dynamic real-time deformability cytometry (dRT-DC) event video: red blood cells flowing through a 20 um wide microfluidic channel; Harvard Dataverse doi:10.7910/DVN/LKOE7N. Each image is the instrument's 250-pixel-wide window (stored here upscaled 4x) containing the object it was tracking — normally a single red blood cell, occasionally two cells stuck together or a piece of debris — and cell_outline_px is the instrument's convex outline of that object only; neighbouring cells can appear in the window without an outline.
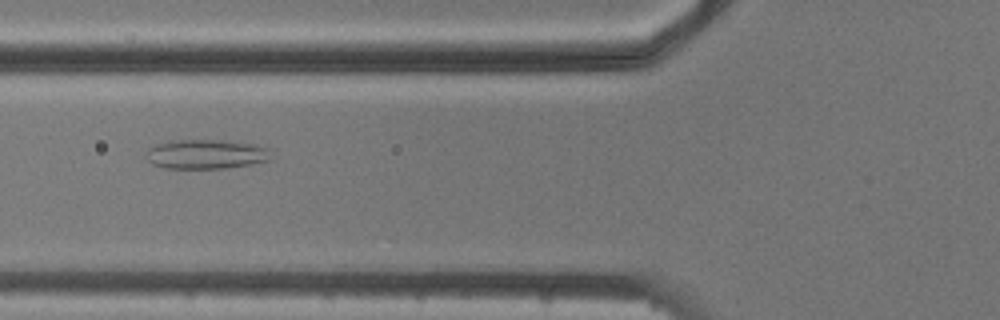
{"species": "common noctule bat (a hibernating species)", "species_latin": "Nyctalus noctula", "temperature_condition": "cold", "stored_images_in_passage": 5, "camera_frame_rate_fps": 3000, "um_per_image_px": 0.085, "animal": {"sex": "male", "body_mass_g": 20.5, "forearm_length_mm": 52.5}, "frame": {"image": 1, "passage_image": 4, "time_ms": 3.667, "image_size_px": [1000, 320], "cell_outline_px": [[272, 160], [252, 164], [224, 168], [164, 168], [152, 164], [144, 156], [144, 152], [148, 148], [156, 144], [168, 140], [232, 140], [256, 144], [268, 148]], "centroid_in_image_um": [17.5, 13.09], "position_along_channel_um": 108.3, "area_um2": 21.91}}